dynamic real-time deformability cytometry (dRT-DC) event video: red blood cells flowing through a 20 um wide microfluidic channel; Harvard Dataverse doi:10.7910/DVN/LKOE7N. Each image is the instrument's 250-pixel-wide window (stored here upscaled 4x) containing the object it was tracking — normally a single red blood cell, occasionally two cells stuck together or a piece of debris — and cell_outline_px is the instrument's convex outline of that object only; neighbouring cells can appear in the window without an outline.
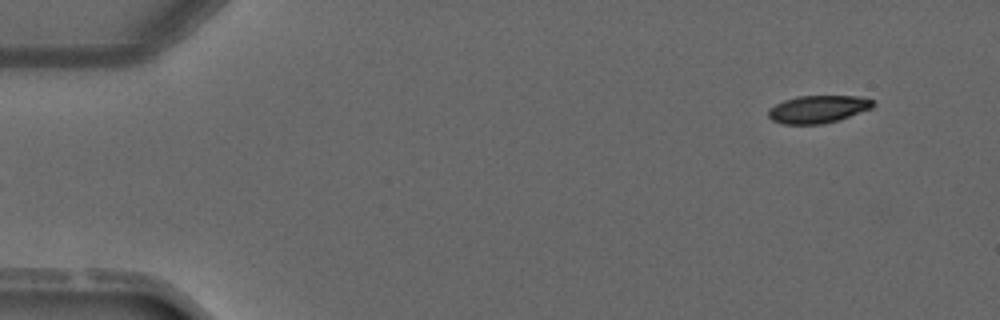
{"species": "common noctule bat (a hibernating species)", "species_latin": "Nyctalus noctula", "temperature_condition": "warm", "stored_images_in_passage": 4, "camera_frame_rate_fps": 3000, "um_per_image_px": 0.085, "animal": {"sex": "male", "forearm_length_mm": 52.5}, "frame": {"image": 1, "passage_image": 4, "time_ms": 3.333, "image_size_px": [1000, 320], "cell_outline_px": [[876, 104], [872, 108], [840, 120], [824, 124], [780, 124], [772, 120], [768, 116], [768, 108], [784, 100], [796, 96], [860, 96], [872, 100]], "centroid_in_image_um": [69.53, 9.28], "position_along_channel_um": 15.5, "area_um2": 17.05}}